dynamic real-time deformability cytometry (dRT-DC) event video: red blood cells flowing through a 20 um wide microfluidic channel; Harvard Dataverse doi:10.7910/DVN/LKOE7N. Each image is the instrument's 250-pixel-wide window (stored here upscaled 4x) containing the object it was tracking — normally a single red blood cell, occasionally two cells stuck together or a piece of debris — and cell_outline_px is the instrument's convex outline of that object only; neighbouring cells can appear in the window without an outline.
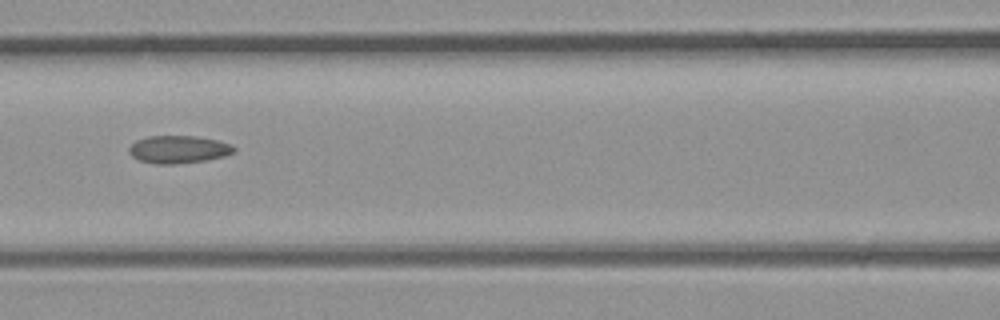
{"species": "common noctule bat (a hibernating species)", "species_latin": "Nyctalus noctula", "temperature_condition": "room temperature", "stored_images_in_passage": 4, "camera_frame_rate_fps": 3000, "um_per_image_px": 0.085, "animal": {"sex": "male", "body_mass_g": 23.1, "forearm_length_mm": 52.7}, "frame": {"image": 1, "passage_image": 4, "time_ms": 1.0, "image_size_px": [1000, 320], "cell_outline_px": [[236, 152], [224, 156], [204, 160], [172, 164], [156, 164], [140, 160], [132, 156], [128, 152], [128, 148], [136, 140], [148, 136], [196, 136], [216, 140], [232, 144], [236, 148]], "centroid_in_image_um": [15.18, 12.69], "position_along_channel_um": 151.4, "area_um2": 16.88}}